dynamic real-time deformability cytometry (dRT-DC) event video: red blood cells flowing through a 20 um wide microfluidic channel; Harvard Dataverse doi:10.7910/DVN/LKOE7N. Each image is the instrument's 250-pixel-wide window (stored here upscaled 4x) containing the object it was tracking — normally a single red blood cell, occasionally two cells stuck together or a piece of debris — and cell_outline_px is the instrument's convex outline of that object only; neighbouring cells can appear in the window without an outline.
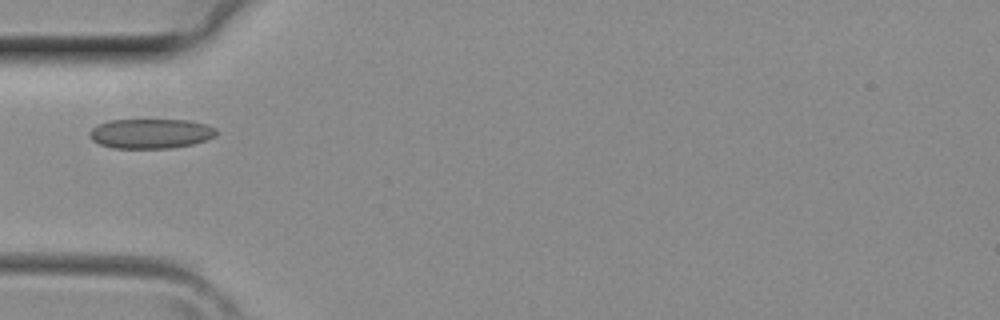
{"species": "common noctule bat (a hibernating species)", "species_latin": "Nyctalus noctula", "temperature_condition": "room temperature", "stored_images_in_passage": 3, "camera_frame_rate_fps": 3000, "um_per_image_px": 0.085, "animal": {"sex": "female", "body_mass_g": 29.2, "forearm_length_mm": 56.3}, "frame": {"image": 1, "passage_image": 3, "time_ms": 0.667, "image_size_px": [1000, 320], "cell_outline_px": [[216, 136], [192, 144], [172, 148], [112, 148], [100, 144], [92, 140], [88, 136], [88, 132], [92, 128], [108, 120], [188, 120], [208, 124], [216, 128]], "centroid_in_image_um": [12.8, 11.35], "position_along_channel_um": 72.2, "area_um2": 22.02}}